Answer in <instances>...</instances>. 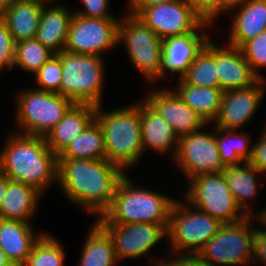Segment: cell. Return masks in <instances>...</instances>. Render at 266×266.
<instances>
[{
    "label": "cell",
    "instance_id": "1",
    "mask_svg": "<svg viewBox=\"0 0 266 266\" xmlns=\"http://www.w3.org/2000/svg\"><path fill=\"white\" fill-rule=\"evenodd\" d=\"M126 172L107 159H58V189L70 204L98 218L110 207Z\"/></svg>",
    "mask_w": 266,
    "mask_h": 266
},
{
    "label": "cell",
    "instance_id": "2",
    "mask_svg": "<svg viewBox=\"0 0 266 266\" xmlns=\"http://www.w3.org/2000/svg\"><path fill=\"white\" fill-rule=\"evenodd\" d=\"M5 138L0 148V170L6 176L35 189L43 197L48 189L58 186V156L44 137L11 130Z\"/></svg>",
    "mask_w": 266,
    "mask_h": 266
},
{
    "label": "cell",
    "instance_id": "3",
    "mask_svg": "<svg viewBox=\"0 0 266 266\" xmlns=\"http://www.w3.org/2000/svg\"><path fill=\"white\" fill-rule=\"evenodd\" d=\"M115 109L96 106L95 120L99 123L104 139L106 159L126 173L139 166L143 152L141 137L140 99ZM105 109V110H104Z\"/></svg>",
    "mask_w": 266,
    "mask_h": 266
},
{
    "label": "cell",
    "instance_id": "4",
    "mask_svg": "<svg viewBox=\"0 0 266 266\" xmlns=\"http://www.w3.org/2000/svg\"><path fill=\"white\" fill-rule=\"evenodd\" d=\"M126 173L120 181L110 207L102 217L110 224L153 223L169 225L171 208L176 201L152 189L141 187Z\"/></svg>",
    "mask_w": 266,
    "mask_h": 266
},
{
    "label": "cell",
    "instance_id": "5",
    "mask_svg": "<svg viewBox=\"0 0 266 266\" xmlns=\"http://www.w3.org/2000/svg\"><path fill=\"white\" fill-rule=\"evenodd\" d=\"M104 58L62 51L60 95L74 104L103 105L107 74Z\"/></svg>",
    "mask_w": 266,
    "mask_h": 266
},
{
    "label": "cell",
    "instance_id": "6",
    "mask_svg": "<svg viewBox=\"0 0 266 266\" xmlns=\"http://www.w3.org/2000/svg\"><path fill=\"white\" fill-rule=\"evenodd\" d=\"M18 92V93H17ZM14 97L15 132L45 137L74 104L64 96L35 89L23 88Z\"/></svg>",
    "mask_w": 266,
    "mask_h": 266
},
{
    "label": "cell",
    "instance_id": "7",
    "mask_svg": "<svg viewBox=\"0 0 266 266\" xmlns=\"http://www.w3.org/2000/svg\"><path fill=\"white\" fill-rule=\"evenodd\" d=\"M167 229L168 255L197 254L217 233L222 223L177 196ZM184 200V201H183Z\"/></svg>",
    "mask_w": 266,
    "mask_h": 266
},
{
    "label": "cell",
    "instance_id": "8",
    "mask_svg": "<svg viewBox=\"0 0 266 266\" xmlns=\"http://www.w3.org/2000/svg\"><path fill=\"white\" fill-rule=\"evenodd\" d=\"M124 11L119 15L118 47L123 45L134 71L154 87L159 83L162 40L139 18Z\"/></svg>",
    "mask_w": 266,
    "mask_h": 266
},
{
    "label": "cell",
    "instance_id": "9",
    "mask_svg": "<svg viewBox=\"0 0 266 266\" xmlns=\"http://www.w3.org/2000/svg\"><path fill=\"white\" fill-rule=\"evenodd\" d=\"M256 216L247 215L233 223H222L217 233L197 253L211 266L252 265Z\"/></svg>",
    "mask_w": 266,
    "mask_h": 266
},
{
    "label": "cell",
    "instance_id": "10",
    "mask_svg": "<svg viewBox=\"0 0 266 266\" xmlns=\"http://www.w3.org/2000/svg\"><path fill=\"white\" fill-rule=\"evenodd\" d=\"M186 183L187 189L183 188L180 197L221 223L237 222L247 216L227 186L223 172L194 176Z\"/></svg>",
    "mask_w": 266,
    "mask_h": 266
},
{
    "label": "cell",
    "instance_id": "11",
    "mask_svg": "<svg viewBox=\"0 0 266 266\" xmlns=\"http://www.w3.org/2000/svg\"><path fill=\"white\" fill-rule=\"evenodd\" d=\"M171 163L185 181L194 176L222 172L225 167L220 160L216 127L208 124L198 132L180 136L177 152Z\"/></svg>",
    "mask_w": 266,
    "mask_h": 266
},
{
    "label": "cell",
    "instance_id": "12",
    "mask_svg": "<svg viewBox=\"0 0 266 266\" xmlns=\"http://www.w3.org/2000/svg\"><path fill=\"white\" fill-rule=\"evenodd\" d=\"M125 8L128 13L135 15L149 26L161 40L194 32L205 21L204 17L185 0L150 7Z\"/></svg>",
    "mask_w": 266,
    "mask_h": 266
},
{
    "label": "cell",
    "instance_id": "13",
    "mask_svg": "<svg viewBox=\"0 0 266 266\" xmlns=\"http://www.w3.org/2000/svg\"><path fill=\"white\" fill-rule=\"evenodd\" d=\"M120 18H88L73 14L64 50L104 57L118 46Z\"/></svg>",
    "mask_w": 266,
    "mask_h": 266
},
{
    "label": "cell",
    "instance_id": "14",
    "mask_svg": "<svg viewBox=\"0 0 266 266\" xmlns=\"http://www.w3.org/2000/svg\"><path fill=\"white\" fill-rule=\"evenodd\" d=\"M95 220L112 238L115 254L120 264L131 259L144 258L145 255L147 258L148 254L153 252L152 249H157V245L159 247L162 245L164 238L167 240L168 225L153 223L116 225L108 223L102 216Z\"/></svg>",
    "mask_w": 266,
    "mask_h": 266
},
{
    "label": "cell",
    "instance_id": "15",
    "mask_svg": "<svg viewBox=\"0 0 266 266\" xmlns=\"http://www.w3.org/2000/svg\"><path fill=\"white\" fill-rule=\"evenodd\" d=\"M212 24L206 20L194 31L181 36L162 39V54L159 69V84L167 77L181 79L191 63L211 39ZM210 31V32H209ZM173 76V77H172Z\"/></svg>",
    "mask_w": 266,
    "mask_h": 266
},
{
    "label": "cell",
    "instance_id": "16",
    "mask_svg": "<svg viewBox=\"0 0 266 266\" xmlns=\"http://www.w3.org/2000/svg\"><path fill=\"white\" fill-rule=\"evenodd\" d=\"M265 94V80L249 88L224 91L219 112L211 125L219 129L244 130L242 127L247 126L260 109Z\"/></svg>",
    "mask_w": 266,
    "mask_h": 266
},
{
    "label": "cell",
    "instance_id": "17",
    "mask_svg": "<svg viewBox=\"0 0 266 266\" xmlns=\"http://www.w3.org/2000/svg\"><path fill=\"white\" fill-rule=\"evenodd\" d=\"M154 88L149 89L148 93L146 92L141 96L161 115L179 137L198 132L208 125L206 120L186 105L171 87L168 86L167 88L165 85V88H160V86Z\"/></svg>",
    "mask_w": 266,
    "mask_h": 266
},
{
    "label": "cell",
    "instance_id": "18",
    "mask_svg": "<svg viewBox=\"0 0 266 266\" xmlns=\"http://www.w3.org/2000/svg\"><path fill=\"white\" fill-rule=\"evenodd\" d=\"M141 137L143 152L168 155L174 158L178 148L179 136L161 115L143 98H140Z\"/></svg>",
    "mask_w": 266,
    "mask_h": 266
},
{
    "label": "cell",
    "instance_id": "19",
    "mask_svg": "<svg viewBox=\"0 0 266 266\" xmlns=\"http://www.w3.org/2000/svg\"><path fill=\"white\" fill-rule=\"evenodd\" d=\"M216 42V66L223 91L244 89L255 85L260 79L254 74L242 50L228 44Z\"/></svg>",
    "mask_w": 266,
    "mask_h": 266
},
{
    "label": "cell",
    "instance_id": "20",
    "mask_svg": "<svg viewBox=\"0 0 266 266\" xmlns=\"http://www.w3.org/2000/svg\"><path fill=\"white\" fill-rule=\"evenodd\" d=\"M74 11L63 2L48 0L42 7L36 39L55 54L64 51Z\"/></svg>",
    "mask_w": 266,
    "mask_h": 266
},
{
    "label": "cell",
    "instance_id": "21",
    "mask_svg": "<svg viewBox=\"0 0 266 266\" xmlns=\"http://www.w3.org/2000/svg\"><path fill=\"white\" fill-rule=\"evenodd\" d=\"M228 15L231 19L228 37H225L228 45L241 48L247 41L266 31V0H249Z\"/></svg>",
    "mask_w": 266,
    "mask_h": 266
},
{
    "label": "cell",
    "instance_id": "22",
    "mask_svg": "<svg viewBox=\"0 0 266 266\" xmlns=\"http://www.w3.org/2000/svg\"><path fill=\"white\" fill-rule=\"evenodd\" d=\"M222 172L239 207L247 215L256 216L255 206L257 207V205L255 202H258L256 196L261 192L260 187L265 186L264 174L248 162L236 166H226ZM261 177H263L262 180Z\"/></svg>",
    "mask_w": 266,
    "mask_h": 266
},
{
    "label": "cell",
    "instance_id": "23",
    "mask_svg": "<svg viewBox=\"0 0 266 266\" xmlns=\"http://www.w3.org/2000/svg\"><path fill=\"white\" fill-rule=\"evenodd\" d=\"M44 231L35 230L33 223L0 218V247L13 266H23Z\"/></svg>",
    "mask_w": 266,
    "mask_h": 266
},
{
    "label": "cell",
    "instance_id": "24",
    "mask_svg": "<svg viewBox=\"0 0 266 266\" xmlns=\"http://www.w3.org/2000/svg\"><path fill=\"white\" fill-rule=\"evenodd\" d=\"M96 106L73 104L63 118L44 137L50 150L59 156L95 119Z\"/></svg>",
    "mask_w": 266,
    "mask_h": 266
},
{
    "label": "cell",
    "instance_id": "25",
    "mask_svg": "<svg viewBox=\"0 0 266 266\" xmlns=\"http://www.w3.org/2000/svg\"><path fill=\"white\" fill-rule=\"evenodd\" d=\"M43 196L22 182L10 180L1 203L0 218L33 223Z\"/></svg>",
    "mask_w": 266,
    "mask_h": 266
},
{
    "label": "cell",
    "instance_id": "26",
    "mask_svg": "<svg viewBox=\"0 0 266 266\" xmlns=\"http://www.w3.org/2000/svg\"><path fill=\"white\" fill-rule=\"evenodd\" d=\"M48 0H14L0 16L6 22L15 43L34 39L43 5Z\"/></svg>",
    "mask_w": 266,
    "mask_h": 266
},
{
    "label": "cell",
    "instance_id": "27",
    "mask_svg": "<svg viewBox=\"0 0 266 266\" xmlns=\"http://www.w3.org/2000/svg\"><path fill=\"white\" fill-rule=\"evenodd\" d=\"M173 85V86H172ZM170 87L181 100L211 124L216 118L224 91L220 88L196 87L186 84L182 79H176Z\"/></svg>",
    "mask_w": 266,
    "mask_h": 266
},
{
    "label": "cell",
    "instance_id": "28",
    "mask_svg": "<svg viewBox=\"0 0 266 266\" xmlns=\"http://www.w3.org/2000/svg\"><path fill=\"white\" fill-rule=\"evenodd\" d=\"M84 238L78 266H119L112 238L94 219Z\"/></svg>",
    "mask_w": 266,
    "mask_h": 266
},
{
    "label": "cell",
    "instance_id": "29",
    "mask_svg": "<svg viewBox=\"0 0 266 266\" xmlns=\"http://www.w3.org/2000/svg\"><path fill=\"white\" fill-rule=\"evenodd\" d=\"M216 142L224 167L240 165L251 157L254 140L249 131L216 128Z\"/></svg>",
    "mask_w": 266,
    "mask_h": 266
},
{
    "label": "cell",
    "instance_id": "30",
    "mask_svg": "<svg viewBox=\"0 0 266 266\" xmlns=\"http://www.w3.org/2000/svg\"><path fill=\"white\" fill-rule=\"evenodd\" d=\"M58 159H106L102 129L94 119L58 156Z\"/></svg>",
    "mask_w": 266,
    "mask_h": 266
},
{
    "label": "cell",
    "instance_id": "31",
    "mask_svg": "<svg viewBox=\"0 0 266 266\" xmlns=\"http://www.w3.org/2000/svg\"><path fill=\"white\" fill-rule=\"evenodd\" d=\"M216 66V42L211 38L181 78L196 87L220 88Z\"/></svg>",
    "mask_w": 266,
    "mask_h": 266
},
{
    "label": "cell",
    "instance_id": "32",
    "mask_svg": "<svg viewBox=\"0 0 266 266\" xmlns=\"http://www.w3.org/2000/svg\"><path fill=\"white\" fill-rule=\"evenodd\" d=\"M64 247L59 238L45 230L35 241L23 266H64L67 252Z\"/></svg>",
    "mask_w": 266,
    "mask_h": 266
},
{
    "label": "cell",
    "instance_id": "33",
    "mask_svg": "<svg viewBox=\"0 0 266 266\" xmlns=\"http://www.w3.org/2000/svg\"><path fill=\"white\" fill-rule=\"evenodd\" d=\"M55 53L36 38L15 43L13 70L34 75Z\"/></svg>",
    "mask_w": 266,
    "mask_h": 266
},
{
    "label": "cell",
    "instance_id": "34",
    "mask_svg": "<svg viewBox=\"0 0 266 266\" xmlns=\"http://www.w3.org/2000/svg\"><path fill=\"white\" fill-rule=\"evenodd\" d=\"M33 76L37 90L60 94L62 78L61 52L54 54Z\"/></svg>",
    "mask_w": 266,
    "mask_h": 266
},
{
    "label": "cell",
    "instance_id": "35",
    "mask_svg": "<svg viewBox=\"0 0 266 266\" xmlns=\"http://www.w3.org/2000/svg\"><path fill=\"white\" fill-rule=\"evenodd\" d=\"M240 49L254 74L260 80L266 81V77L261 72L262 68L266 69V31L247 41Z\"/></svg>",
    "mask_w": 266,
    "mask_h": 266
},
{
    "label": "cell",
    "instance_id": "36",
    "mask_svg": "<svg viewBox=\"0 0 266 266\" xmlns=\"http://www.w3.org/2000/svg\"><path fill=\"white\" fill-rule=\"evenodd\" d=\"M15 41L6 22L0 16V75L13 70Z\"/></svg>",
    "mask_w": 266,
    "mask_h": 266
},
{
    "label": "cell",
    "instance_id": "37",
    "mask_svg": "<svg viewBox=\"0 0 266 266\" xmlns=\"http://www.w3.org/2000/svg\"><path fill=\"white\" fill-rule=\"evenodd\" d=\"M110 5H113L111 0H80L82 8H74L73 11L75 14L88 18H120L119 16H114V13L112 14Z\"/></svg>",
    "mask_w": 266,
    "mask_h": 266
},
{
    "label": "cell",
    "instance_id": "38",
    "mask_svg": "<svg viewBox=\"0 0 266 266\" xmlns=\"http://www.w3.org/2000/svg\"><path fill=\"white\" fill-rule=\"evenodd\" d=\"M153 257L151 256L149 259L150 266H211L198 254L167 255L166 259L161 258V255L160 258L156 255Z\"/></svg>",
    "mask_w": 266,
    "mask_h": 266
},
{
    "label": "cell",
    "instance_id": "39",
    "mask_svg": "<svg viewBox=\"0 0 266 266\" xmlns=\"http://www.w3.org/2000/svg\"><path fill=\"white\" fill-rule=\"evenodd\" d=\"M262 128L254 139L251 157L247 162L266 176V125Z\"/></svg>",
    "mask_w": 266,
    "mask_h": 266
},
{
    "label": "cell",
    "instance_id": "40",
    "mask_svg": "<svg viewBox=\"0 0 266 266\" xmlns=\"http://www.w3.org/2000/svg\"><path fill=\"white\" fill-rule=\"evenodd\" d=\"M257 226L254 229L253 245H252V265L259 266L262 263L266 265V229L262 226ZM260 263V264H259Z\"/></svg>",
    "mask_w": 266,
    "mask_h": 266
},
{
    "label": "cell",
    "instance_id": "41",
    "mask_svg": "<svg viewBox=\"0 0 266 266\" xmlns=\"http://www.w3.org/2000/svg\"><path fill=\"white\" fill-rule=\"evenodd\" d=\"M249 0H217L216 7L204 18L209 24L216 26L218 23L216 22L225 14H229L236 8L242 7Z\"/></svg>",
    "mask_w": 266,
    "mask_h": 266
},
{
    "label": "cell",
    "instance_id": "42",
    "mask_svg": "<svg viewBox=\"0 0 266 266\" xmlns=\"http://www.w3.org/2000/svg\"><path fill=\"white\" fill-rule=\"evenodd\" d=\"M204 18L216 7L217 0H185Z\"/></svg>",
    "mask_w": 266,
    "mask_h": 266
},
{
    "label": "cell",
    "instance_id": "43",
    "mask_svg": "<svg viewBox=\"0 0 266 266\" xmlns=\"http://www.w3.org/2000/svg\"><path fill=\"white\" fill-rule=\"evenodd\" d=\"M176 0H127L125 7H150Z\"/></svg>",
    "mask_w": 266,
    "mask_h": 266
},
{
    "label": "cell",
    "instance_id": "44",
    "mask_svg": "<svg viewBox=\"0 0 266 266\" xmlns=\"http://www.w3.org/2000/svg\"><path fill=\"white\" fill-rule=\"evenodd\" d=\"M10 180L11 179L0 170V208H1V203L4 199V196L7 192L8 182Z\"/></svg>",
    "mask_w": 266,
    "mask_h": 266
},
{
    "label": "cell",
    "instance_id": "45",
    "mask_svg": "<svg viewBox=\"0 0 266 266\" xmlns=\"http://www.w3.org/2000/svg\"><path fill=\"white\" fill-rule=\"evenodd\" d=\"M265 207H260V211L258 209H256L257 211V215L256 218L258 220V224L259 226H262L264 229H266V205H264ZM261 224V225H260Z\"/></svg>",
    "mask_w": 266,
    "mask_h": 266
},
{
    "label": "cell",
    "instance_id": "46",
    "mask_svg": "<svg viewBox=\"0 0 266 266\" xmlns=\"http://www.w3.org/2000/svg\"><path fill=\"white\" fill-rule=\"evenodd\" d=\"M0 266H13L6 258L5 252L0 247Z\"/></svg>",
    "mask_w": 266,
    "mask_h": 266
},
{
    "label": "cell",
    "instance_id": "47",
    "mask_svg": "<svg viewBox=\"0 0 266 266\" xmlns=\"http://www.w3.org/2000/svg\"><path fill=\"white\" fill-rule=\"evenodd\" d=\"M14 0H0V15L8 9Z\"/></svg>",
    "mask_w": 266,
    "mask_h": 266
}]
</instances>
